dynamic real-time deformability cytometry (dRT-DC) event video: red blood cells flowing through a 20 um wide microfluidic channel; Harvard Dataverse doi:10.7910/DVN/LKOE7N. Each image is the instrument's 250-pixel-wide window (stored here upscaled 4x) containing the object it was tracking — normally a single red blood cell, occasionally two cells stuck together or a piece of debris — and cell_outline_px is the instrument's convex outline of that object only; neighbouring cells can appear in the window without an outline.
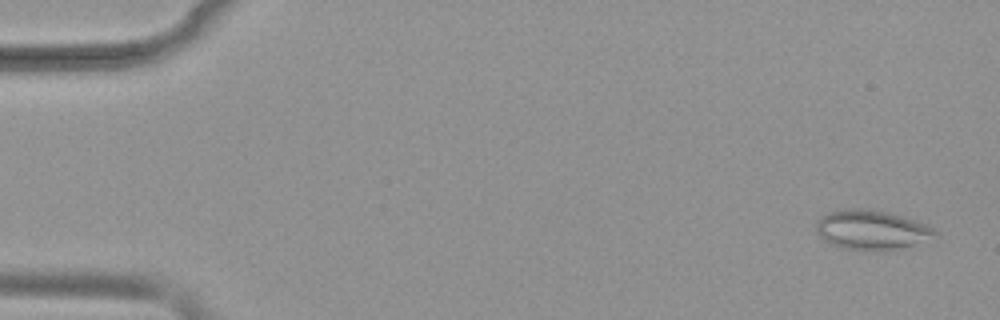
{"species": "common noctule bat (a hibernating species)", "species_latin": "Nyctalus noctula", "temperature_condition": "warm", "stored_images_in_passage": 51, "camera_frame_rate_fps": 3000, "um_per_image_px": 0.085, "animal": {"sex": "female", "body_mass_g": 19.9}, "frame": {"image": 1, "passage_image": 2, "time_ms": 0.333, "image_size_px": [1000, 320], "cell_outline_px": [[936, 232], [912, 244], [896, 248], [876, 252], [840, 248], [824, 240], [816, 232], [816, 220], [828, 212], [840, 208], [872, 208], [888, 212], [916, 220], [932, 228]], "centroid_in_image_um": [73.94, 19.51], "position_along_channel_um": 11.1, "area_um2": 27.17}}
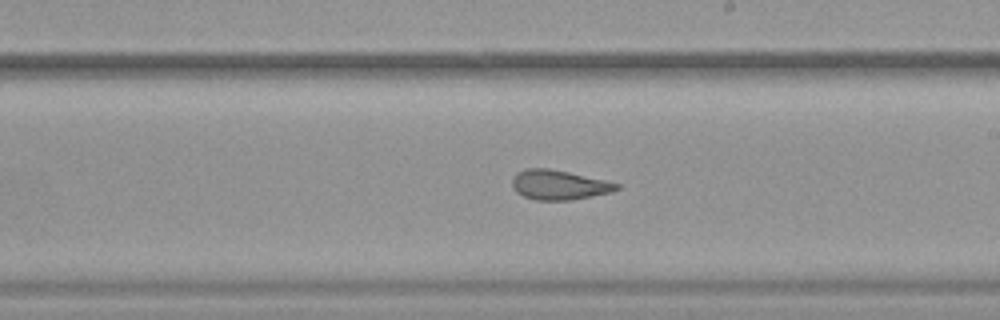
{"frame": {"image": 2, "passage_image": 30, "time_ms": 9.667, "image_size_px": [1000, 320], "cell_outline_px": [[620, 188], [612, 192], [592, 196], [568, 200], [536, 200], [524, 196], [516, 192], [512, 188], [512, 180], [516, 172], [524, 168], [548, 168], [568, 172], [604, 180], [620, 184]], "centroid_in_image_um": [47.48, 15.71], "position_along_channel_um": 241.5, "area_um2": 18.03}}
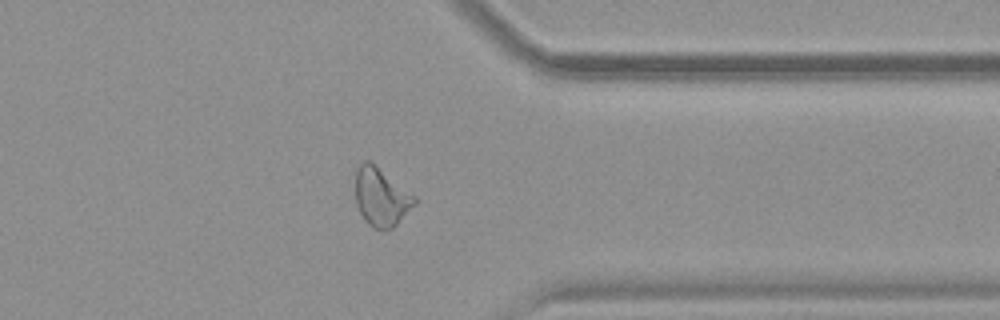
{"frame": {"image": 3, "passage_image": 41, "time_ms": 13.333, "image_size_px": [1000, 320], "cell_outline_px": [[416, 204], [392, 228], [372, 228], [364, 220], [356, 204], [356, 168], [364, 160], [368, 160], [416, 196]], "centroid_in_image_um": [32.39, 16.75], "position_along_channel_um": 379.0, "area_um2": 19.77}, "authors_computed_cell_mechanics": {"area_um2": 21.3282, "velocity_mm_per_s": 3.902, "shape_relaxation_time_tau1_ms": null, "shape_relaxation_time_tau2_ms": 1.6976, "deformation_change_tau1": null, "deformation_change_tau2": 0.0945}}